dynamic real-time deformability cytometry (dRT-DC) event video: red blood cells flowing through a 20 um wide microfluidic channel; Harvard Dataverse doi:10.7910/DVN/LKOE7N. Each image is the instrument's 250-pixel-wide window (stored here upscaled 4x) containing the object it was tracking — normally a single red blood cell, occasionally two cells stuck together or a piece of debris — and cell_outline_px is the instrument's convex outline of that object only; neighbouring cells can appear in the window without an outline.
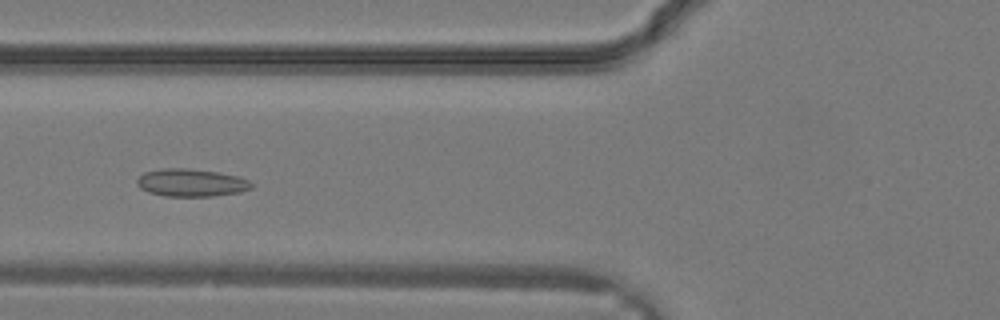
{"species": "common noctule bat (a hibernating species)", "species_latin": "Nyctalus noctula", "temperature_condition": "warm", "stored_images_in_passage": 22, "camera_frame_rate_fps": 3000, "um_per_image_px": 0.085, "animal": {"sex": "male", "body_mass_g": 19.2, "forearm_length_mm": 51.8}, "frame": {"image": 1, "passage_image": 3, "time_ms": 0.667, "image_size_px": [1000, 320], "cell_outline_px": [[256, 184], [252, 188], [240, 192], [212, 196], [164, 196], [148, 192], [140, 188], [136, 184], [136, 180], [144, 172], [160, 168], [188, 168], [220, 172], [240, 176]], "centroid_in_image_um": [16.27, 15.52], "position_along_channel_um": 109.5, "area_um2": 18.79}}
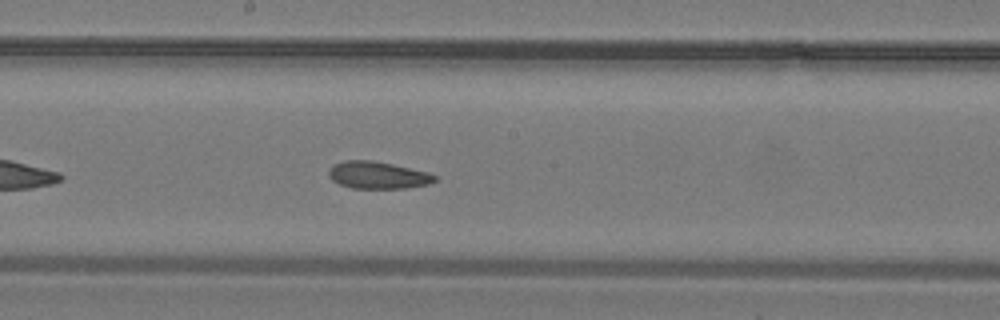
{"frame": {"image": 2, "passage_image": 8, "time_ms": 2.333, "image_size_px": [1000, 320], "cell_outline_px": [[436, 180], [428, 184], [404, 188], [352, 188], [340, 184], [332, 180], [328, 176], [328, 168], [332, 164], [344, 160], [372, 160], [392, 164], [428, 172], [436, 176]], "centroid_in_image_um": [32.06, 14.87], "position_along_channel_um": 216.1, "area_um2": 16.82}}
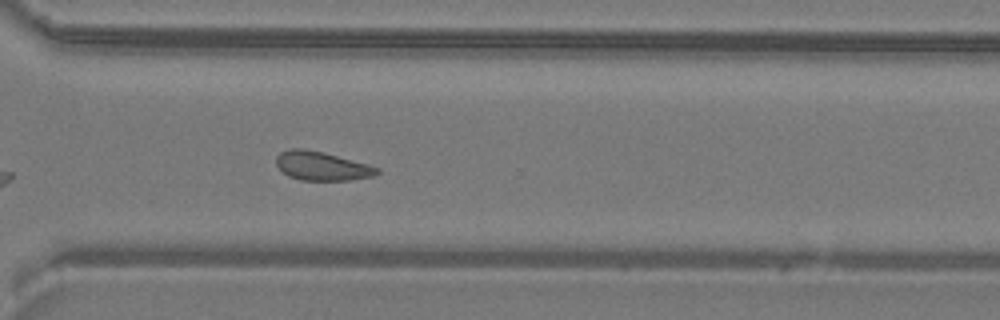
{"frame": {"image": 3, "passage_image": 14, "time_ms": 4.333, "image_size_px": [1000, 320], "cell_outline_px": [[380, 172], [372, 176], [352, 180], [300, 180], [288, 176], [276, 164], [276, 156], [280, 152], [288, 148], [304, 148], [324, 152], [368, 164], [380, 168]], "centroid_in_image_um": [27.35, 14.1], "position_along_channel_um": 343.3, "area_um2": 17.05}}